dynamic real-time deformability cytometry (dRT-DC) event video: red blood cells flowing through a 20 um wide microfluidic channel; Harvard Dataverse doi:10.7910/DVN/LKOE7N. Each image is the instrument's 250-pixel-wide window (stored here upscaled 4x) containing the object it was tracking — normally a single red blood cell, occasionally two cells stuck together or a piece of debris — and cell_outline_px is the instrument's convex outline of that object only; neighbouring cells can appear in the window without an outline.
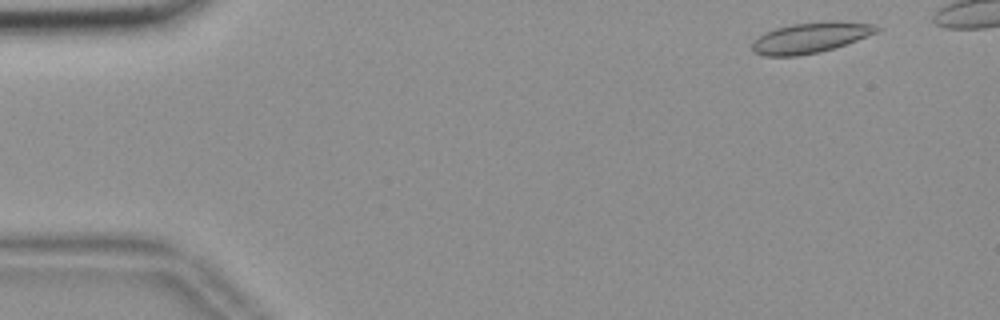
{"species": "common noctule bat (a hibernating species)", "species_latin": "Nyctalus noctula", "temperature_condition": "room temperature", "stored_images_in_passage": 48, "camera_frame_rate_fps": 3000, "um_per_image_px": 0.085, "animal": {"sex": "female", "body_mass_g": 18.4}, "frame": {"image": 1, "passage_image": 3, "time_ms": 0.667, "image_size_px": [1000, 320], "cell_outline_px": [[884, 28], [880, 32], [836, 48], [820, 52], [800, 56], [764, 56], [752, 52], [752, 40], [764, 32], [776, 28], [792, 24], [832, 20], [840, 20], [876, 24]], "centroid_in_image_um": [68.96, 3.19], "position_along_channel_um": 16.0, "area_um2": 22.95}}
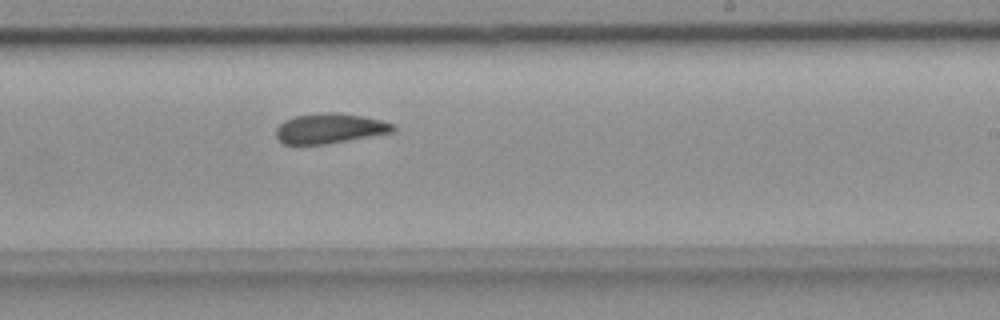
{"frame": {"image": 2, "passage_image": 32, "time_ms": 10.333, "image_size_px": [1000, 320], "cell_outline_px": [[396, 128], [392, 132], [328, 144], [284, 144], [276, 136], [276, 128], [284, 120], [296, 116], [324, 112], [332, 112], [360, 116], [384, 120], [396, 124]], "centroid_in_image_um": [28.05, 10.91], "position_along_channel_um": 261.0, "area_um2": 20.4}}
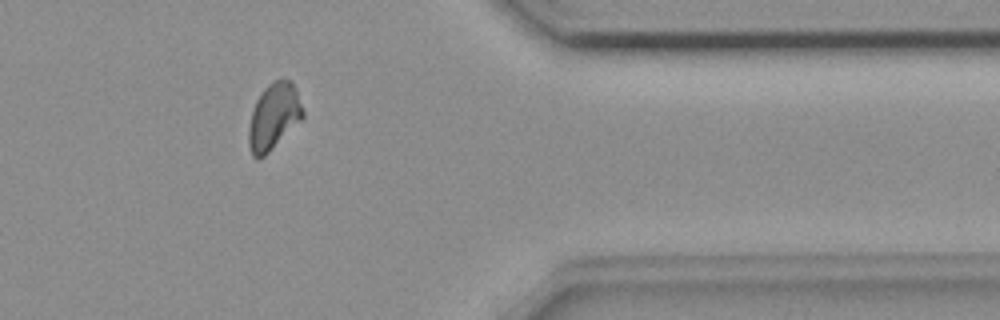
{"frame": {"image": 3, "passage_image": 44, "time_ms": 14.333, "image_size_px": [1000, 320], "cell_outline_px": [[304, 116], [260, 160], [256, 160], [252, 156], [248, 144], [248, 128], [252, 112], [256, 100], [264, 88], [272, 80], [292, 80], [296, 88], [304, 112]], "centroid_in_image_um": [23.24, 9.9], "position_along_channel_um": 388.2, "area_um2": 20.81}}